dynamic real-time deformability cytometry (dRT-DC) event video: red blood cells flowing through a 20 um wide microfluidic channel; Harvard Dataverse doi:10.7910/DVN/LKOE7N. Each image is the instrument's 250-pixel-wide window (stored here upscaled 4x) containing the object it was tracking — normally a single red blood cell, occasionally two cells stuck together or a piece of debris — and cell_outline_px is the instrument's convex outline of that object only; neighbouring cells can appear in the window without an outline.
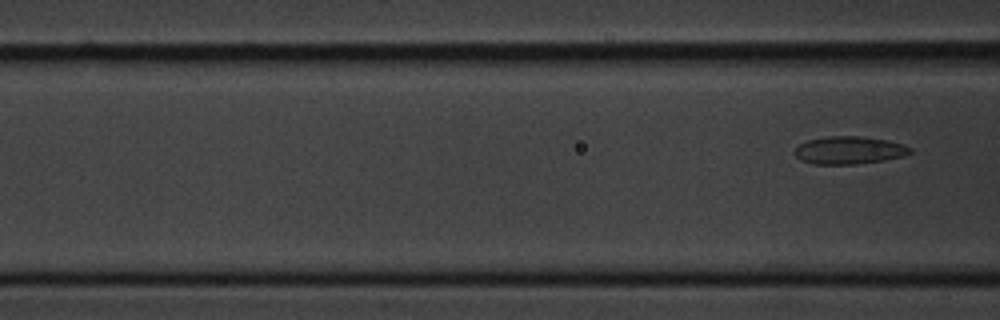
{"species": "common noctule bat (a hibernating species)", "species_latin": "Nyctalus noctula", "temperature_condition": "cold", "stored_images_in_passage": 8, "segment_of_instrument_passage": [2, 2], "camera_frame_rate_fps": 3000, "um_per_image_px": 0.085, "animal": {"sex": "male", "body_mass_g": 20.1, "forearm_length_mm": 53.5}, "frame": {"image": 1, "passage_image": 8, "time_ms": 8.667, "image_size_px": [1000, 320], "cell_outline_px": [[912, 152], [904, 156], [884, 160], [856, 164], [812, 164], [800, 160], [796, 156], [796, 148], [800, 144], [808, 140], [828, 136], [860, 136], [888, 140], [912, 148]], "centroid_in_image_um": [72.18, 12.77], "position_along_channel_um": 94.4, "area_um2": 18.55}}